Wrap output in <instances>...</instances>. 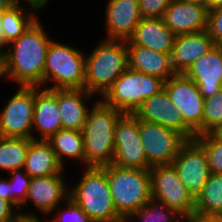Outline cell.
<instances>
[{
	"label": "cell",
	"instance_id": "obj_8",
	"mask_svg": "<svg viewBox=\"0 0 222 222\" xmlns=\"http://www.w3.org/2000/svg\"><path fill=\"white\" fill-rule=\"evenodd\" d=\"M152 199L173 208L184 219L192 217L195 210V198L181 182L172 165L150 168Z\"/></svg>",
	"mask_w": 222,
	"mask_h": 222
},
{
	"label": "cell",
	"instance_id": "obj_22",
	"mask_svg": "<svg viewBox=\"0 0 222 222\" xmlns=\"http://www.w3.org/2000/svg\"><path fill=\"white\" fill-rule=\"evenodd\" d=\"M126 47L128 68L131 70L156 76L164 81L176 74L171 63V53H160L138 45Z\"/></svg>",
	"mask_w": 222,
	"mask_h": 222
},
{
	"label": "cell",
	"instance_id": "obj_31",
	"mask_svg": "<svg viewBox=\"0 0 222 222\" xmlns=\"http://www.w3.org/2000/svg\"><path fill=\"white\" fill-rule=\"evenodd\" d=\"M194 139L207 154L210 173L222 174V140L214 133L195 136Z\"/></svg>",
	"mask_w": 222,
	"mask_h": 222
},
{
	"label": "cell",
	"instance_id": "obj_17",
	"mask_svg": "<svg viewBox=\"0 0 222 222\" xmlns=\"http://www.w3.org/2000/svg\"><path fill=\"white\" fill-rule=\"evenodd\" d=\"M105 13L106 40H128L142 19L138 0H108Z\"/></svg>",
	"mask_w": 222,
	"mask_h": 222
},
{
	"label": "cell",
	"instance_id": "obj_24",
	"mask_svg": "<svg viewBox=\"0 0 222 222\" xmlns=\"http://www.w3.org/2000/svg\"><path fill=\"white\" fill-rule=\"evenodd\" d=\"M32 139L23 170L31 177L61 174L64 169L47 140Z\"/></svg>",
	"mask_w": 222,
	"mask_h": 222
},
{
	"label": "cell",
	"instance_id": "obj_13",
	"mask_svg": "<svg viewBox=\"0 0 222 222\" xmlns=\"http://www.w3.org/2000/svg\"><path fill=\"white\" fill-rule=\"evenodd\" d=\"M171 165L186 189L196 198L211 175L203 147L195 139L187 140Z\"/></svg>",
	"mask_w": 222,
	"mask_h": 222
},
{
	"label": "cell",
	"instance_id": "obj_41",
	"mask_svg": "<svg viewBox=\"0 0 222 222\" xmlns=\"http://www.w3.org/2000/svg\"><path fill=\"white\" fill-rule=\"evenodd\" d=\"M5 46H8V43L5 40V35L2 27V12H0V53L3 52Z\"/></svg>",
	"mask_w": 222,
	"mask_h": 222
},
{
	"label": "cell",
	"instance_id": "obj_47",
	"mask_svg": "<svg viewBox=\"0 0 222 222\" xmlns=\"http://www.w3.org/2000/svg\"><path fill=\"white\" fill-rule=\"evenodd\" d=\"M8 222H18V216H17L15 219L10 220V221H8Z\"/></svg>",
	"mask_w": 222,
	"mask_h": 222
},
{
	"label": "cell",
	"instance_id": "obj_33",
	"mask_svg": "<svg viewBox=\"0 0 222 222\" xmlns=\"http://www.w3.org/2000/svg\"><path fill=\"white\" fill-rule=\"evenodd\" d=\"M65 201L67 210L57 213L58 217H54L50 222H94L70 197Z\"/></svg>",
	"mask_w": 222,
	"mask_h": 222
},
{
	"label": "cell",
	"instance_id": "obj_35",
	"mask_svg": "<svg viewBox=\"0 0 222 222\" xmlns=\"http://www.w3.org/2000/svg\"><path fill=\"white\" fill-rule=\"evenodd\" d=\"M206 31L216 45L222 46V6L208 11Z\"/></svg>",
	"mask_w": 222,
	"mask_h": 222
},
{
	"label": "cell",
	"instance_id": "obj_19",
	"mask_svg": "<svg viewBox=\"0 0 222 222\" xmlns=\"http://www.w3.org/2000/svg\"><path fill=\"white\" fill-rule=\"evenodd\" d=\"M62 178L61 174L31 178L28 194L22 205L30 200L41 213H52L61 200L69 197V190Z\"/></svg>",
	"mask_w": 222,
	"mask_h": 222
},
{
	"label": "cell",
	"instance_id": "obj_37",
	"mask_svg": "<svg viewBox=\"0 0 222 222\" xmlns=\"http://www.w3.org/2000/svg\"><path fill=\"white\" fill-rule=\"evenodd\" d=\"M186 222H222V216H197L193 215Z\"/></svg>",
	"mask_w": 222,
	"mask_h": 222
},
{
	"label": "cell",
	"instance_id": "obj_46",
	"mask_svg": "<svg viewBox=\"0 0 222 222\" xmlns=\"http://www.w3.org/2000/svg\"><path fill=\"white\" fill-rule=\"evenodd\" d=\"M214 134H215L219 139L222 140V126H221L220 128H218V129L214 132Z\"/></svg>",
	"mask_w": 222,
	"mask_h": 222
},
{
	"label": "cell",
	"instance_id": "obj_3",
	"mask_svg": "<svg viewBox=\"0 0 222 222\" xmlns=\"http://www.w3.org/2000/svg\"><path fill=\"white\" fill-rule=\"evenodd\" d=\"M105 173L114 206L124 220L152 199L150 169L108 164Z\"/></svg>",
	"mask_w": 222,
	"mask_h": 222
},
{
	"label": "cell",
	"instance_id": "obj_40",
	"mask_svg": "<svg viewBox=\"0 0 222 222\" xmlns=\"http://www.w3.org/2000/svg\"><path fill=\"white\" fill-rule=\"evenodd\" d=\"M18 222H43V221L31 213H29V214L28 213L27 214L20 213L18 215Z\"/></svg>",
	"mask_w": 222,
	"mask_h": 222
},
{
	"label": "cell",
	"instance_id": "obj_10",
	"mask_svg": "<svg viewBox=\"0 0 222 222\" xmlns=\"http://www.w3.org/2000/svg\"><path fill=\"white\" fill-rule=\"evenodd\" d=\"M139 136L148 165H171L187 139L176 130L139 120Z\"/></svg>",
	"mask_w": 222,
	"mask_h": 222
},
{
	"label": "cell",
	"instance_id": "obj_30",
	"mask_svg": "<svg viewBox=\"0 0 222 222\" xmlns=\"http://www.w3.org/2000/svg\"><path fill=\"white\" fill-rule=\"evenodd\" d=\"M222 126V90L204 99L202 135L212 134Z\"/></svg>",
	"mask_w": 222,
	"mask_h": 222
},
{
	"label": "cell",
	"instance_id": "obj_6",
	"mask_svg": "<svg viewBox=\"0 0 222 222\" xmlns=\"http://www.w3.org/2000/svg\"><path fill=\"white\" fill-rule=\"evenodd\" d=\"M164 87L159 77L127 68L102 96L106 105L123 113L133 114L148 98L158 94Z\"/></svg>",
	"mask_w": 222,
	"mask_h": 222
},
{
	"label": "cell",
	"instance_id": "obj_15",
	"mask_svg": "<svg viewBox=\"0 0 222 222\" xmlns=\"http://www.w3.org/2000/svg\"><path fill=\"white\" fill-rule=\"evenodd\" d=\"M162 19L176 36L206 31L208 9L201 4L172 0Z\"/></svg>",
	"mask_w": 222,
	"mask_h": 222
},
{
	"label": "cell",
	"instance_id": "obj_1",
	"mask_svg": "<svg viewBox=\"0 0 222 222\" xmlns=\"http://www.w3.org/2000/svg\"><path fill=\"white\" fill-rule=\"evenodd\" d=\"M51 41L36 19L18 39L8 44L11 49L2 52L4 75L20 86L41 85Z\"/></svg>",
	"mask_w": 222,
	"mask_h": 222
},
{
	"label": "cell",
	"instance_id": "obj_4",
	"mask_svg": "<svg viewBox=\"0 0 222 222\" xmlns=\"http://www.w3.org/2000/svg\"><path fill=\"white\" fill-rule=\"evenodd\" d=\"M128 68V52L124 40H102L85 58L84 89L103 96L115 80Z\"/></svg>",
	"mask_w": 222,
	"mask_h": 222
},
{
	"label": "cell",
	"instance_id": "obj_23",
	"mask_svg": "<svg viewBox=\"0 0 222 222\" xmlns=\"http://www.w3.org/2000/svg\"><path fill=\"white\" fill-rule=\"evenodd\" d=\"M92 95L86 89H57L62 129L82 131L89 111L83 100Z\"/></svg>",
	"mask_w": 222,
	"mask_h": 222
},
{
	"label": "cell",
	"instance_id": "obj_39",
	"mask_svg": "<svg viewBox=\"0 0 222 222\" xmlns=\"http://www.w3.org/2000/svg\"><path fill=\"white\" fill-rule=\"evenodd\" d=\"M13 5H18L20 4L21 0H11ZM27 3L30 4L29 10L32 12V10H38L44 7V5L47 4L48 0H25Z\"/></svg>",
	"mask_w": 222,
	"mask_h": 222
},
{
	"label": "cell",
	"instance_id": "obj_36",
	"mask_svg": "<svg viewBox=\"0 0 222 222\" xmlns=\"http://www.w3.org/2000/svg\"><path fill=\"white\" fill-rule=\"evenodd\" d=\"M13 207L9 201L0 198V222H8L20 214L13 212Z\"/></svg>",
	"mask_w": 222,
	"mask_h": 222
},
{
	"label": "cell",
	"instance_id": "obj_20",
	"mask_svg": "<svg viewBox=\"0 0 222 222\" xmlns=\"http://www.w3.org/2000/svg\"><path fill=\"white\" fill-rule=\"evenodd\" d=\"M38 89L39 87L34 86L33 127L41 133L40 140H48L62 130L57 89Z\"/></svg>",
	"mask_w": 222,
	"mask_h": 222
},
{
	"label": "cell",
	"instance_id": "obj_12",
	"mask_svg": "<svg viewBox=\"0 0 222 222\" xmlns=\"http://www.w3.org/2000/svg\"><path fill=\"white\" fill-rule=\"evenodd\" d=\"M34 86H21L0 114V136L36 139L32 134Z\"/></svg>",
	"mask_w": 222,
	"mask_h": 222
},
{
	"label": "cell",
	"instance_id": "obj_11",
	"mask_svg": "<svg viewBox=\"0 0 222 222\" xmlns=\"http://www.w3.org/2000/svg\"><path fill=\"white\" fill-rule=\"evenodd\" d=\"M114 159L112 164L133 169H150L139 136V120L124 113L115 125Z\"/></svg>",
	"mask_w": 222,
	"mask_h": 222
},
{
	"label": "cell",
	"instance_id": "obj_44",
	"mask_svg": "<svg viewBox=\"0 0 222 222\" xmlns=\"http://www.w3.org/2000/svg\"><path fill=\"white\" fill-rule=\"evenodd\" d=\"M183 1L191 2L195 4H201L203 6H206L207 8V0H183Z\"/></svg>",
	"mask_w": 222,
	"mask_h": 222
},
{
	"label": "cell",
	"instance_id": "obj_26",
	"mask_svg": "<svg viewBox=\"0 0 222 222\" xmlns=\"http://www.w3.org/2000/svg\"><path fill=\"white\" fill-rule=\"evenodd\" d=\"M53 151L56 153L57 159L63 165V157L75 158L82 160L85 164L84 143L81 131L75 130H59L56 134L47 140Z\"/></svg>",
	"mask_w": 222,
	"mask_h": 222
},
{
	"label": "cell",
	"instance_id": "obj_27",
	"mask_svg": "<svg viewBox=\"0 0 222 222\" xmlns=\"http://www.w3.org/2000/svg\"><path fill=\"white\" fill-rule=\"evenodd\" d=\"M32 139L0 136V169H23Z\"/></svg>",
	"mask_w": 222,
	"mask_h": 222
},
{
	"label": "cell",
	"instance_id": "obj_42",
	"mask_svg": "<svg viewBox=\"0 0 222 222\" xmlns=\"http://www.w3.org/2000/svg\"><path fill=\"white\" fill-rule=\"evenodd\" d=\"M222 6V0H207L208 11Z\"/></svg>",
	"mask_w": 222,
	"mask_h": 222
},
{
	"label": "cell",
	"instance_id": "obj_34",
	"mask_svg": "<svg viewBox=\"0 0 222 222\" xmlns=\"http://www.w3.org/2000/svg\"><path fill=\"white\" fill-rule=\"evenodd\" d=\"M141 18H162L172 0H138Z\"/></svg>",
	"mask_w": 222,
	"mask_h": 222
},
{
	"label": "cell",
	"instance_id": "obj_28",
	"mask_svg": "<svg viewBox=\"0 0 222 222\" xmlns=\"http://www.w3.org/2000/svg\"><path fill=\"white\" fill-rule=\"evenodd\" d=\"M22 5H12L2 11V27L5 40L10 42L18 39L26 29L37 19L30 11H25ZM29 13V14H28Z\"/></svg>",
	"mask_w": 222,
	"mask_h": 222
},
{
	"label": "cell",
	"instance_id": "obj_45",
	"mask_svg": "<svg viewBox=\"0 0 222 222\" xmlns=\"http://www.w3.org/2000/svg\"><path fill=\"white\" fill-rule=\"evenodd\" d=\"M4 76L3 55L0 53V78Z\"/></svg>",
	"mask_w": 222,
	"mask_h": 222
},
{
	"label": "cell",
	"instance_id": "obj_5",
	"mask_svg": "<svg viewBox=\"0 0 222 222\" xmlns=\"http://www.w3.org/2000/svg\"><path fill=\"white\" fill-rule=\"evenodd\" d=\"M69 191V197L94 222H125L117 213L105 173V165L88 166L80 182Z\"/></svg>",
	"mask_w": 222,
	"mask_h": 222
},
{
	"label": "cell",
	"instance_id": "obj_14",
	"mask_svg": "<svg viewBox=\"0 0 222 222\" xmlns=\"http://www.w3.org/2000/svg\"><path fill=\"white\" fill-rule=\"evenodd\" d=\"M141 121L157 123L181 133L187 140L195 134L184 124L182 115L163 89L158 94L146 99L133 113Z\"/></svg>",
	"mask_w": 222,
	"mask_h": 222
},
{
	"label": "cell",
	"instance_id": "obj_18",
	"mask_svg": "<svg viewBox=\"0 0 222 222\" xmlns=\"http://www.w3.org/2000/svg\"><path fill=\"white\" fill-rule=\"evenodd\" d=\"M215 45L207 31L176 36L171 51L173 69L176 73H185L195 61Z\"/></svg>",
	"mask_w": 222,
	"mask_h": 222
},
{
	"label": "cell",
	"instance_id": "obj_2",
	"mask_svg": "<svg viewBox=\"0 0 222 222\" xmlns=\"http://www.w3.org/2000/svg\"><path fill=\"white\" fill-rule=\"evenodd\" d=\"M124 113L103 101H97L88 111L82 128L86 166L101 167L114 159L115 125Z\"/></svg>",
	"mask_w": 222,
	"mask_h": 222
},
{
	"label": "cell",
	"instance_id": "obj_43",
	"mask_svg": "<svg viewBox=\"0 0 222 222\" xmlns=\"http://www.w3.org/2000/svg\"><path fill=\"white\" fill-rule=\"evenodd\" d=\"M13 5L11 0H0V12L10 8Z\"/></svg>",
	"mask_w": 222,
	"mask_h": 222
},
{
	"label": "cell",
	"instance_id": "obj_7",
	"mask_svg": "<svg viewBox=\"0 0 222 222\" xmlns=\"http://www.w3.org/2000/svg\"><path fill=\"white\" fill-rule=\"evenodd\" d=\"M85 56L76 48L51 41L45 60L43 84L51 79L48 89H84Z\"/></svg>",
	"mask_w": 222,
	"mask_h": 222
},
{
	"label": "cell",
	"instance_id": "obj_29",
	"mask_svg": "<svg viewBox=\"0 0 222 222\" xmlns=\"http://www.w3.org/2000/svg\"><path fill=\"white\" fill-rule=\"evenodd\" d=\"M151 199L146 205L138 211L132 213L125 222L130 221L132 218H139V222H181L184 218L173 208L167 207L165 204ZM175 220H174V218ZM182 217L181 219H179Z\"/></svg>",
	"mask_w": 222,
	"mask_h": 222
},
{
	"label": "cell",
	"instance_id": "obj_32",
	"mask_svg": "<svg viewBox=\"0 0 222 222\" xmlns=\"http://www.w3.org/2000/svg\"><path fill=\"white\" fill-rule=\"evenodd\" d=\"M10 203L16 206L17 209L22 207L25 202L31 177L24 171L22 173L21 169L13 170L10 173Z\"/></svg>",
	"mask_w": 222,
	"mask_h": 222
},
{
	"label": "cell",
	"instance_id": "obj_16",
	"mask_svg": "<svg viewBox=\"0 0 222 222\" xmlns=\"http://www.w3.org/2000/svg\"><path fill=\"white\" fill-rule=\"evenodd\" d=\"M199 89L203 98H210L222 90V46L215 45L195 61L184 73Z\"/></svg>",
	"mask_w": 222,
	"mask_h": 222
},
{
	"label": "cell",
	"instance_id": "obj_9",
	"mask_svg": "<svg viewBox=\"0 0 222 222\" xmlns=\"http://www.w3.org/2000/svg\"><path fill=\"white\" fill-rule=\"evenodd\" d=\"M163 89L182 115L184 124L195 136L202 135L204 98L198 86L184 73H176L164 81Z\"/></svg>",
	"mask_w": 222,
	"mask_h": 222
},
{
	"label": "cell",
	"instance_id": "obj_38",
	"mask_svg": "<svg viewBox=\"0 0 222 222\" xmlns=\"http://www.w3.org/2000/svg\"><path fill=\"white\" fill-rule=\"evenodd\" d=\"M10 181L0 178V198L10 202Z\"/></svg>",
	"mask_w": 222,
	"mask_h": 222
},
{
	"label": "cell",
	"instance_id": "obj_21",
	"mask_svg": "<svg viewBox=\"0 0 222 222\" xmlns=\"http://www.w3.org/2000/svg\"><path fill=\"white\" fill-rule=\"evenodd\" d=\"M176 35L162 18H142L126 45H138L160 53H171Z\"/></svg>",
	"mask_w": 222,
	"mask_h": 222
},
{
	"label": "cell",
	"instance_id": "obj_25",
	"mask_svg": "<svg viewBox=\"0 0 222 222\" xmlns=\"http://www.w3.org/2000/svg\"><path fill=\"white\" fill-rule=\"evenodd\" d=\"M194 215L222 216V174H211L195 198Z\"/></svg>",
	"mask_w": 222,
	"mask_h": 222
}]
</instances>
